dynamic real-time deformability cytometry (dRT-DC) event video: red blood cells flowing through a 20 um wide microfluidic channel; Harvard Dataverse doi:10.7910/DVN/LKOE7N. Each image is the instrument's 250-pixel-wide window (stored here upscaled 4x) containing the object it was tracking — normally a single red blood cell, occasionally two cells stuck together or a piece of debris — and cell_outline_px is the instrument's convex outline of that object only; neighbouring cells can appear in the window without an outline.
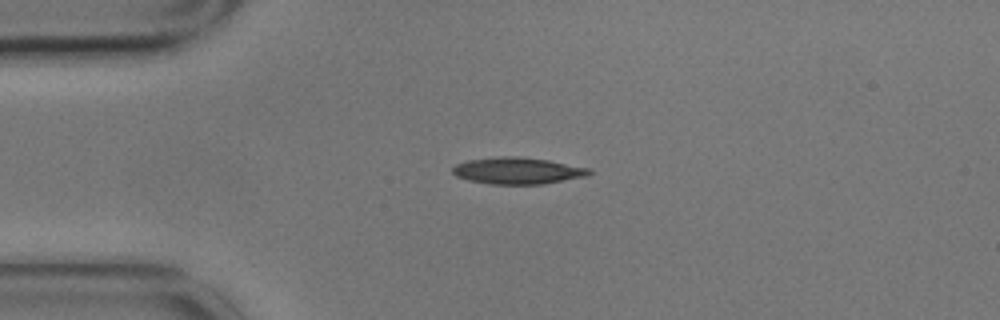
{"species": "common noctule bat (a hibernating species)", "species_latin": "Nyctalus noctula", "temperature_condition": "cold", "stored_images_in_passage": 3, "camera_frame_rate_fps": 3000, "um_per_image_px": 0.085, "animal": {"sex": "male", "body_mass_g": 17.9}, "frame": {"image": 1, "passage_image": 1, "time_ms": 0.0, "image_size_px": [1000, 320], "cell_outline_px": [[592, 172], [588, 176], [544, 184], [492, 184], [468, 180], [456, 176], [452, 172], [452, 168], [456, 164], [468, 160], [500, 156], [516, 156], [548, 160], [592, 168]], "centroid_in_image_um": [44.03, 14.51], "position_along_channel_um": 41.0, "area_um2": 21.33}}